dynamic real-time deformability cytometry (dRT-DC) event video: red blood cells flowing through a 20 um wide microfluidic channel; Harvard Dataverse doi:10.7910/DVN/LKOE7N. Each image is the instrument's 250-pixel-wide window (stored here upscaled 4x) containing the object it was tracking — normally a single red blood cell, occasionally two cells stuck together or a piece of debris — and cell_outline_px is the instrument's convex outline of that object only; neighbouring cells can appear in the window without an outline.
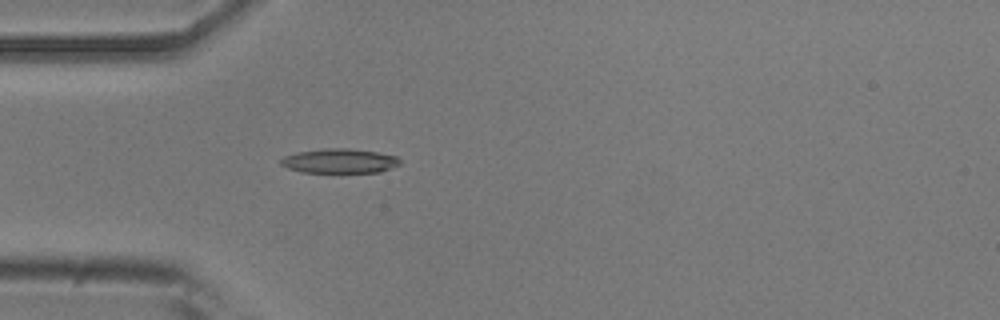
{"species": "common noctule bat (a hibernating species)", "species_latin": "Nyctalus noctula", "temperature_condition": "room temperature", "stored_images_in_passage": 36, "camera_frame_rate_fps": 3000, "um_per_image_px": 0.085, "animal": {"sex": "male", "body_mass_g": 20.5, "forearm_length_mm": 52.5}, "frame": {"image": 1, "passage_image": 1, "time_ms": 0.0, "image_size_px": [1000, 320], "cell_outline_px": [[400, 164], [380, 172], [300, 172], [288, 168], [280, 164], [280, 160], [284, 156], [296, 152], [324, 148], [348, 148], [376, 152], [396, 156], [400, 160]], "centroid_in_image_um": [28.83, 13.67], "position_along_channel_um": 56.2, "area_um2": 16.94}}
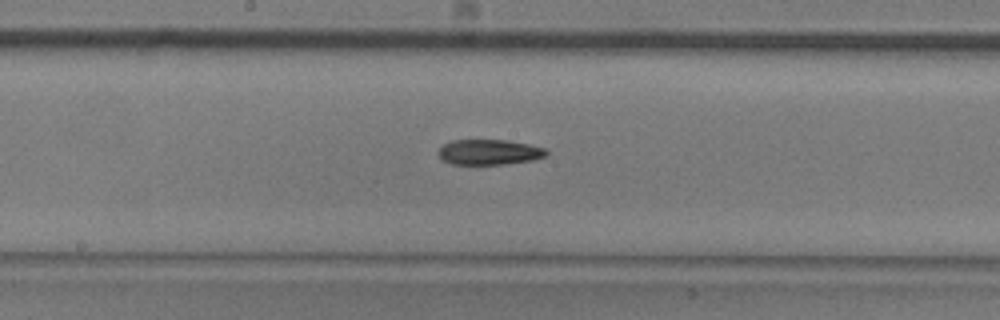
{"frame": {"image": 2, "passage_image": 13, "time_ms": 4.0, "image_size_px": [1000, 320], "cell_outline_px": [[548, 156], [532, 160], [504, 164], [452, 164], [440, 160], [436, 152], [444, 144], [452, 140], [504, 140], [528, 144], [544, 148], [548, 152]], "centroid_in_image_um": [41.54, 12.93], "position_along_channel_um": 206.7, "area_um2": 16.01}}
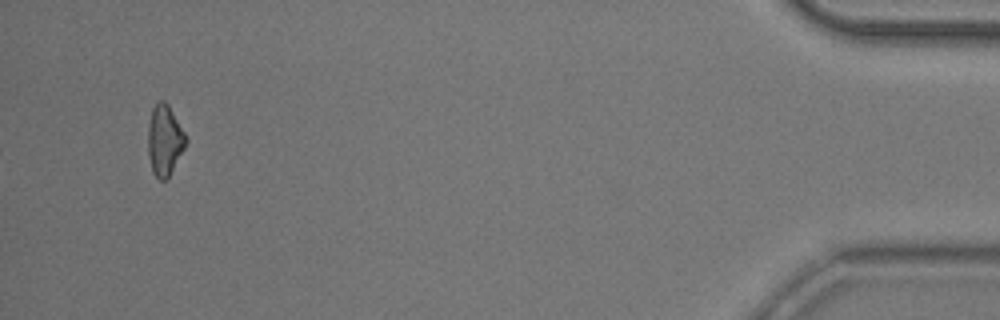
{"frame": {"image": 3, "passage_image": 36, "time_ms": 11.667, "image_size_px": [1000, 320], "cell_outline_px": [[188, 140], [184, 148], [168, 176], [164, 180], [160, 180], [152, 172], [148, 156], [148, 124], [152, 108], [160, 100], [164, 100], [168, 104], [188, 136]], "centroid_in_image_um": [13.99, 11.88], "position_along_channel_um": 421.2, "area_um2": 15.61}, "authors_computed_cell_mechanics": {"area_um2": 16.5886, "velocity_mm_per_s": 3.8386, "shape_relaxation_time_tau1_ms": 7.4624, "shape_relaxation_time_tau2_ms": null, "deformation_change_tau1": 0.193, "deformation_change_tau2": null}}